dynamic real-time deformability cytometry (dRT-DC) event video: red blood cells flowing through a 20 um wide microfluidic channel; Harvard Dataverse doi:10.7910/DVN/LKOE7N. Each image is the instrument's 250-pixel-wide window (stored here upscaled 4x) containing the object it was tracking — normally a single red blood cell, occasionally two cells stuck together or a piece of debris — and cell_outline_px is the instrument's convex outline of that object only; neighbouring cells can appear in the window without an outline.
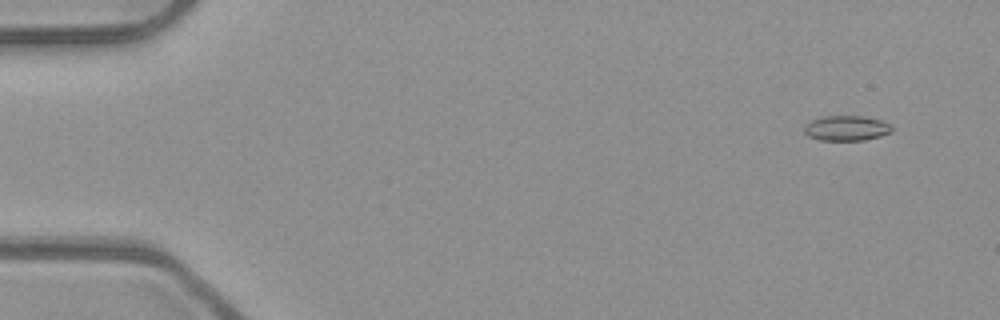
{"species": "common noctule bat (a hibernating species)", "species_latin": "Nyctalus noctula", "temperature_condition": "room temperature", "stored_images_in_passage": 29, "camera_frame_rate_fps": 3000, "um_per_image_px": 0.085, "animal": {"sex": "male", "body_mass_g": 23.1, "forearm_length_mm": 52.7}, "frame": {"image": 1, "passage_image": 2, "time_ms": 0.333, "image_size_px": [1000, 320], "cell_outline_px": [[892, 132], [880, 136], [864, 140], [820, 140], [808, 136], [804, 132], [804, 124], [820, 116], [864, 116], [880, 120], [888, 124], [892, 128]], "centroid_in_image_um": [71.91, 10.89], "position_along_channel_um": 13.1, "area_um2": 12.83}}
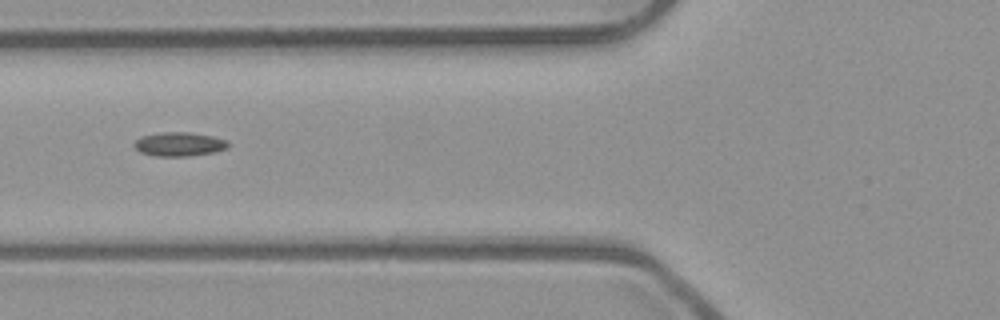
{"frame": {"image": 2, "passage_image": 19, "time_ms": 6.0, "image_size_px": [1000, 320], "cell_outline_px": [[228, 148], [212, 152], [188, 156], [156, 156], [140, 152], [132, 144], [136, 140], [144, 136], [160, 132], [188, 132], [212, 136], [228, 140]], "centroid_in_image_um": [15.23, 12.25], "position_along_channel_um": 110.6, "area_um2": 13.01}}
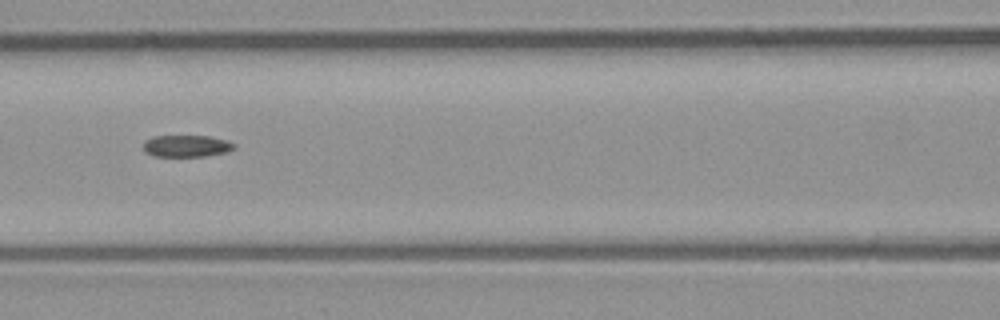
{"frame": {"image": 3, "passage_image": 22, "time_ms": 7.0, "image_size_px": [1000, 320], "cell_outline_px": [[236, 148], [228, 152], [204, 156], [152, 156], [144, 152], [144, 140], [152, 136], [208, 136], [228, 140], [236, 144]], "centroid_in_image_um": [15.87, 12.41], "position_along_channel_um": 150.7, "area_um2": 11.73}}